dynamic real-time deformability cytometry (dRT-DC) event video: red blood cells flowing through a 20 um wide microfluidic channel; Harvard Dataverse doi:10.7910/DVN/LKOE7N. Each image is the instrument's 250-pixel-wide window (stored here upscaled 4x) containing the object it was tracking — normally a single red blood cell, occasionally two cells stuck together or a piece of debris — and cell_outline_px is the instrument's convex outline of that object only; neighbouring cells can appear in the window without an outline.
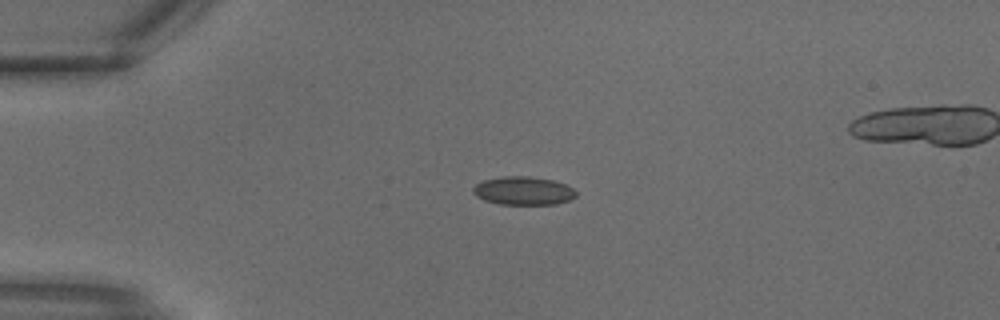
{"species": "common noctule bat (a hibernating species)", "species_latin": "Nyctalus noctula", "temperature_condition": "warm", "stored_images_in_passage": 11, "camera_frame_rate_fps": 3000, "um_per_image_px": 0.085, "animal": {"sex": "male", "body_mass_g": 18.8}, "frame": {"image": 1, "passage_image": 7, "time_ms": 2.0, "image_size_px": [1000, 320], "cell_outline_px": [[576, 196], [568, 200], [556, 204], [500, 204], [484, 200], [476, 196], [472, 192], [472, 188], [476, 184], [484, 180], [500, 176], [528, 176], [552, 180], [564, 184], [572, 188], [576, 192]], "centroid_in_image_um": [44.45, 16.21], "position_along_channel_um": 40.6, "area_um2": 16.94}}